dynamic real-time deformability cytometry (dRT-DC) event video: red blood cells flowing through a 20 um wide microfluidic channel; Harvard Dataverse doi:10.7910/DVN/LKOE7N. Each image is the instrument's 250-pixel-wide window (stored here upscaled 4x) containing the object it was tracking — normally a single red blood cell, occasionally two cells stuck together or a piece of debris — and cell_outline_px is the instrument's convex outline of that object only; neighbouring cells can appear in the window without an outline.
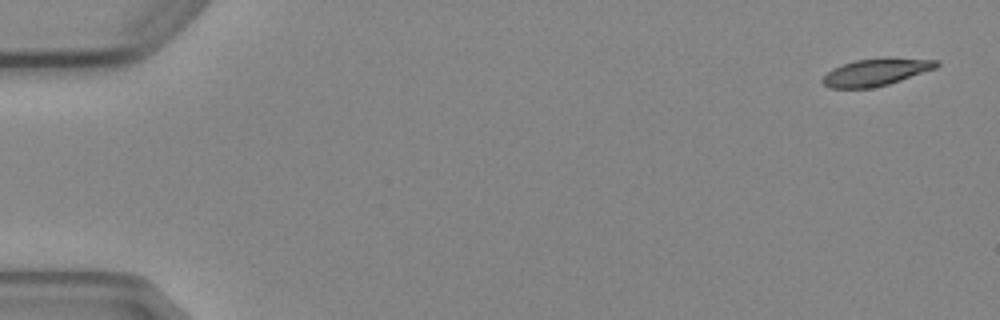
{"species": "Egyptian fruit bat (a non-hibernating species)", "species_latin": "Rousettus aegyptiacus", "temperature_condition": "cold", "stored_images_in_passage": 5, "camera_frame_rate_fps": 3000, "um_per_image_px": 0.085, "animal": {"sex": "female"}, "frame": {"image": 1, "passage_image": 1, "time_ms": 0.0, "image_size_px": [1000, 320], "cell_outline_px": [[940, 64], [936, 68], [888, 84], [872, 88], [828, 88], [820, 80], [832, 68], [856, 60], [884, 56], [888, 56], [940, 60]], "centroid_in_image_um": [74.49, 6.1], "position_along_channel_um": 10.5, "area_um2": 18.38}}
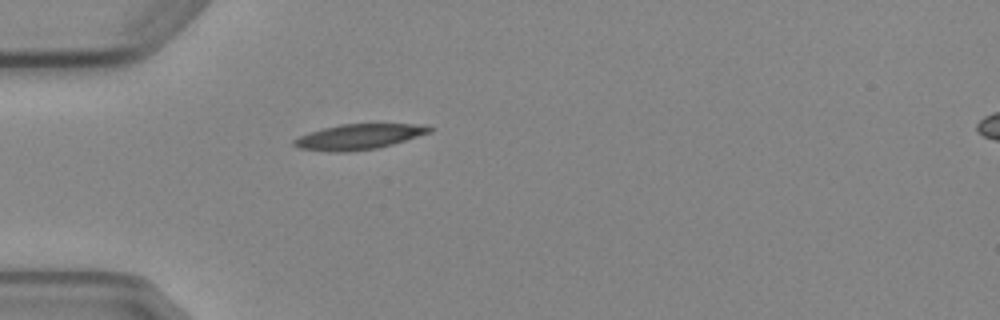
{"frame": {"image": 2, "passage_image": 5, "time_ms": 4.667, "image_size_px": [1000, 320], "cell_outline_px": [[432, 132], [392, 144], [376, 148], [348, 152], [332, 152], [300, 148], [292, 144], [292, 140], [300, 136], [324, 128], [340, 124], [428, 124], [432, 128]], "centroid_in_image_um": [30.53, 11.62], "position_along_channel_um": 54.5, "area_um2": 19.88}}